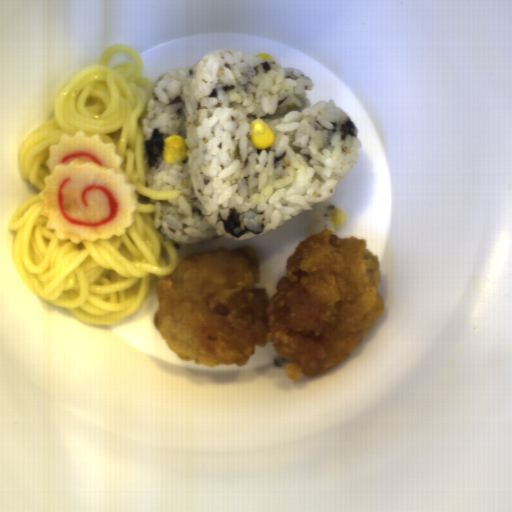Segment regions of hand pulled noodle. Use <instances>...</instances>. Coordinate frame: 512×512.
Wrapping results in <instances>:
<instances>
[{
    "label": "hand pulled noodle",
    "instance_id": "hand-pulled-noodle-1",
    "mask_svg": "<svg viewBox=\"0 0 512 512\" xmlns=\"http://www.w3.org/2000/svg\"><path fill=\"white\" fill-rule=\"evenodd\" d=\"M144 61L129 45L111 44L99 64L72 75L58 90L53 117L28 134L18 148L20 176L38 189L10 216L15 232L11 256L14 268L32 294L63 307L82 323L112 325L140 308L160 278L172 275L180 261L172 239L164 240L154 225L156 205L147 200L178 199L182 190L146 187L145 136L152 80L141 76ZM99 133L114 142L123 158L121 168L133 183L139 205L135 222L120 237L81 244L55 237L39 213L48 147L62 134Z\"/></svg>",
    "mask_w": 512,
    "mask_h": 512
}]
</instances>
